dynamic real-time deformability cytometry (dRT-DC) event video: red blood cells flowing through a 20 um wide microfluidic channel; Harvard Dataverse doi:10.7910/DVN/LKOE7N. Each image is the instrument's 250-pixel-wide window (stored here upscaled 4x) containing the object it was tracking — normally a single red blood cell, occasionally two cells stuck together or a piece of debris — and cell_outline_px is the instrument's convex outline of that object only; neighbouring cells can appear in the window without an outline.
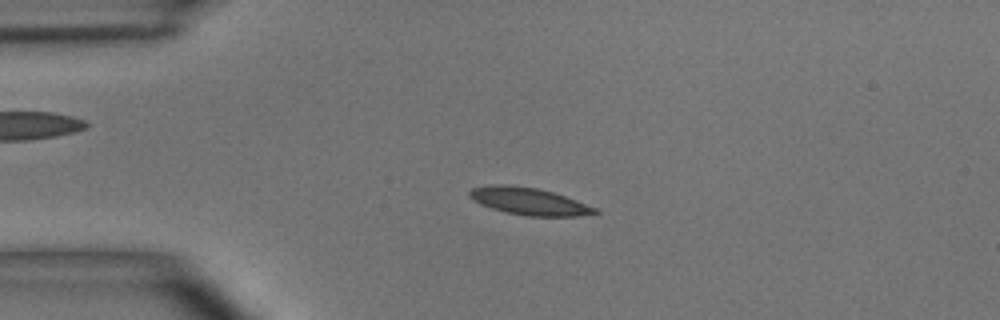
{"species": "common noctule bat (a hibernating species)", "species_latin": "Nyctalus noctula", "temperature_condition": "room temperature", "stored_images_in_passage": 4, "camera_frame_rate_fps": 3000, "um_per_image_px": 0.085, "animal": {"sex": "male", "body_mass_g": 15.6}, "frame": {"image": 1, "passage_image": 3, "time_ms": 2.333, "image_size_px": [1000, 320], "cell_outline_px": [[600, 212], [576, 216], [528, 216], [508, 212], [492, 208], [480, 204], [472, 200], [468, 196], [468, 192], [472, 188], [500, 184], [536, 188], [552, 192], [576, 200], [596, 208]], "centroid_in_image_um": [44.94, 17.11], "position_along_channel_um": 40.1, "area_um2": 19.48}}